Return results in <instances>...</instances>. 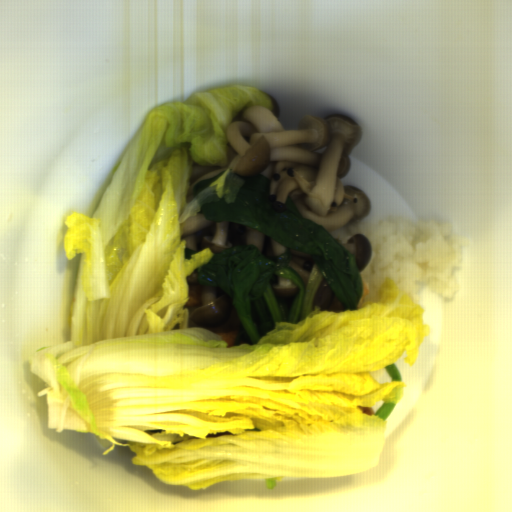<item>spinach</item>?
Masks as SVG:
<instances>
[{"label":"spinach","instance_id":"spinach-1","mask_svg":"<svg viewBox=\"0 0 512 512\" xmlns=\"http://www.w3.org/2000/svg\"><path fill=\"white\" fill-rule=\"evenodd\" d=\"M235 174V173H234ZM244 185L233 202L205 203L198 214L208 221L233 222L260 231L276 242L296 251L311 254L312 269L304 283L292 267V252L266 256L257 245L238 243L198 268V283L218 288V296L230 299L239 320L235 345L242 335L248 344L259 343L278 322L297 324L313 312V300L324 279L345 310H357L363 281L352 252L323 225L301 216L291 197L284 212H276L269 201L271 179L257 174L242 177ZM295 281L298 293L278 297L273 289L277 277Z\"/></svg>","mask_w":512,"mask_h":512},{"label":"spinach","instance_id":"spinach-2","mask_svg":"<svg viewBox=\"0 0 512 512\" xmlns=\"http://www.w3.org/2000/svg\"><path fill=\"white\" fill-rule=\"evenodd\" d=\"M225 172L226 171H222L209 179L197 182L192 189L193 199L196 196H198L204 189H206L212 182H214L217 178H219Z\"/></svg>","mask_w":512,"mask_h":512},{"label":"spinach","instance_id":"spinach-3","mask_svg":"<svg viewBox=\"0 0 512 512\" xmlns=\"http://www.w3.org/2000/svg\"><path fill=\"white\" fill-rule=\"evenodd\" d=\"M395 406L396 404H390L384 401L376 411L374 417H378L385 421L392 414Z\"/></svg>","mask_w":512,"mask_h":512},{"label":"spinach","instance_id":"spinach-4","mask_svg":"<svg viewBox=\"0 0 512 512\" xmlns=\"http://www.w3.org/2000/svg\"><path fill=\"white\" fill-rule=\"evenodd\" d=\"M384 368L386 369L387 373L392 377V382H402V376L394 362Z\"/></svg>","mask_w":512,"mask_h":512},{"label":"spinach","instance_id":"spinach-5","mask_svg":"<svg viewBox=\"0 0 512 512\" xmlns=\"http://www.w3.org/2000/svg\"><path fill=\"white\" fill-rule=\"evenodd\" d=\"M266 490H271L275 488L276 485V477L275 478H265L264 480Z\"/></svg>","mask_w":512,"mask_h":512},{"label":"spinach","instance_id":"spinach-6","mask_svg":"<svg viewBox=\"0 0 512 512\" xmlns=\"http://www.w3.org/2000/svg\"><path fill=\"white\" fill-rule=\"evenodd\" d=\"M197 252H199V251L195 250L193 248H190V247H186L184 259L190 258L192 254L197 253Z\"/></svg>","mask_w":512,"mask_h":512}]
</instances>
